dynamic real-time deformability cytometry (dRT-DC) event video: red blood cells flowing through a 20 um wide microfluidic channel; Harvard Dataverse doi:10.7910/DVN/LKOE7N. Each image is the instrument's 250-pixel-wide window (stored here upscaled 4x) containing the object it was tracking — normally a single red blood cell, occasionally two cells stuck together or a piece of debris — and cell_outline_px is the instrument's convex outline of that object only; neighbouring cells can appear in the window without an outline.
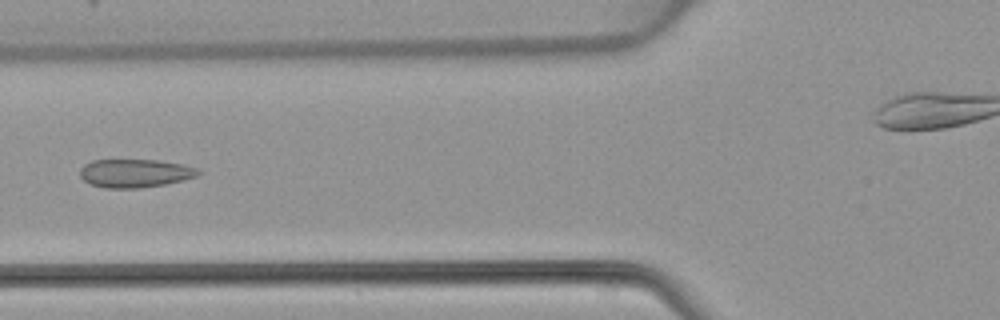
{"species": "common noctule bat (a hibernating species)", "species_latin": "Nyctalus noctula", "temperature_condition": "warm", "stored_images_in_passage": 42, "camera_frame_rate_fps": 3000, "um_per_image_px": 0.085, "animal": {"sex": "female", "body_mass_g": 22.7, "forearm_length_mm": 54.2}, "frame": {"image": 1, "passage_image": 12, "time_ms": 3.667, "image_size_px": [1000, 320], "cell_outline_px": [[204, 172], [196, 176], [164, 184], [140, 188], [104, 188], [92, 184], [84, 180], [80, 176], [80, 168], [84, 164], [92, 160], [156, 160], [184, 164], [196, 168]], "centroid_in_image_um": [11.47, 14.72], "position_along_channel_um": 114.3, "area_um2": 19.48}}
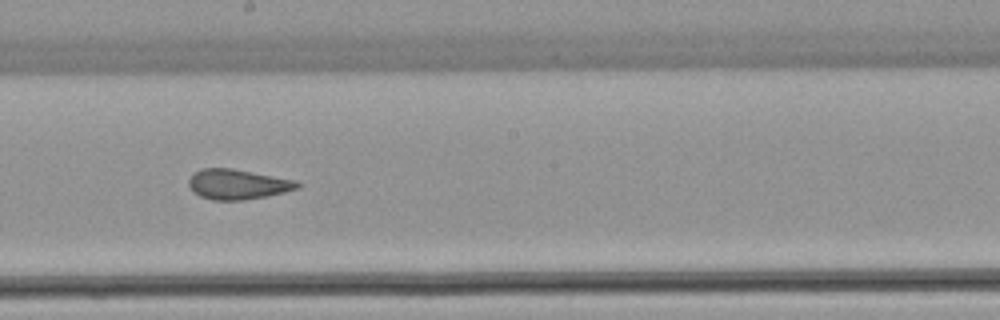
{"frame": {"image": 2, "passage_image": 20, "time_ms": 6.333, "image_size_px": [1000, 320], "cell_outline_px": [[304, 184], [300, 188], [268, 196], [244, 200], [212, 200], [200, 196], [188, 184], [188, 180], [200, 168], [232, 168], [296, 180]], "centroid_in_image_um": [20.27, 15.66], "position_along_channel_um": 227.9, "area_um2": 19.07}}
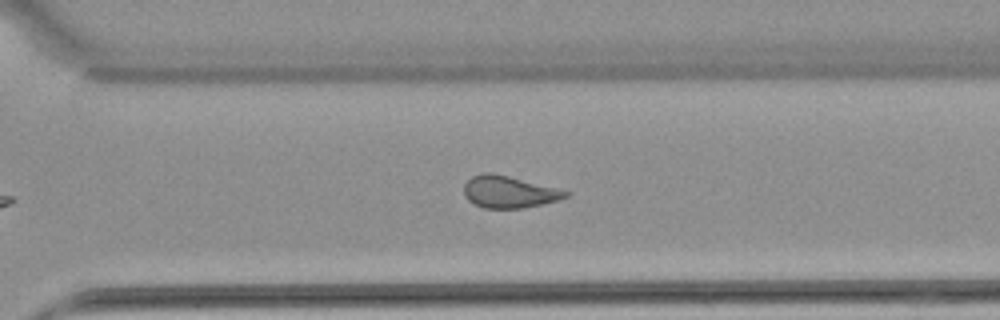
{"frame": {"image": 3, "passage_image": 27, "time_ms": 8.667, "image_size_px": [1000, 320], "cell_outline_px": [[572, 192], [568, 196], [556, 200], [524, 208], [484, 208], [472, 204], [464, 196], [464, 184], [472, 176], [484, 172], [492, 172]], "centroid_in_image_um": [43.21, 16.31], "position_along_channel_um": 327.4, "area_um2": 18.84}}